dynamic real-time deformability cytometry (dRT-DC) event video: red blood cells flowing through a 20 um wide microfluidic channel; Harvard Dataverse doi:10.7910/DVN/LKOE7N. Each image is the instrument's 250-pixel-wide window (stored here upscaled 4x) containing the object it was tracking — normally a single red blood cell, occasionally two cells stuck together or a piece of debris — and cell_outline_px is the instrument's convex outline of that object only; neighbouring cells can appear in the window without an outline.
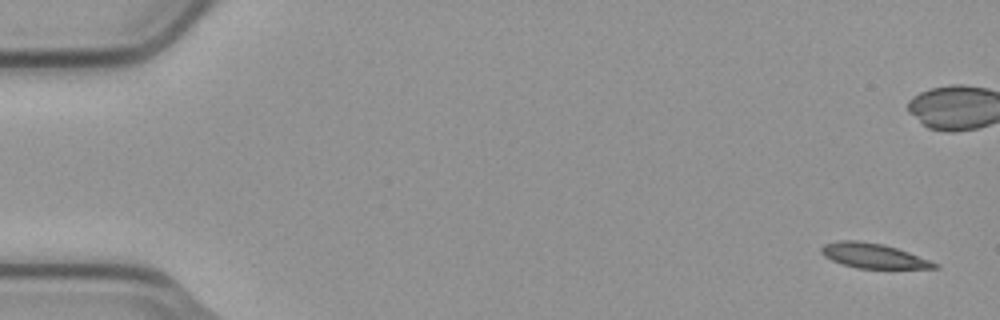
{"species": "common noctule bat (a hibernating species)", "species_latin": "Nyctalus noctula", "temperature_condition": "cold", "stored_images_in_passage": 6, "camera_frame_rate_fps": 3000, "um_per_image_px": 0.085, "animal": {"sex": "male", "body_mass_g": 23.1, "forearm_length_mm": 52.7}, "frame": {"image": 1, "passage_image": 1, "time_ms": 0.0, "image_size_px": [1000, 320], "cell_outline_px": [[940, 268], [856, 268], [832, 260], [824, 256], [820, 252], [820, 248], [824, 244], [836, 240], [860, 240], [884, 244], [908, 252], [940, 264]], "centroid_in_image_um": [74.21, 21.72], "position_along_channel_um": 10.8, "area_um2": 16.36}}